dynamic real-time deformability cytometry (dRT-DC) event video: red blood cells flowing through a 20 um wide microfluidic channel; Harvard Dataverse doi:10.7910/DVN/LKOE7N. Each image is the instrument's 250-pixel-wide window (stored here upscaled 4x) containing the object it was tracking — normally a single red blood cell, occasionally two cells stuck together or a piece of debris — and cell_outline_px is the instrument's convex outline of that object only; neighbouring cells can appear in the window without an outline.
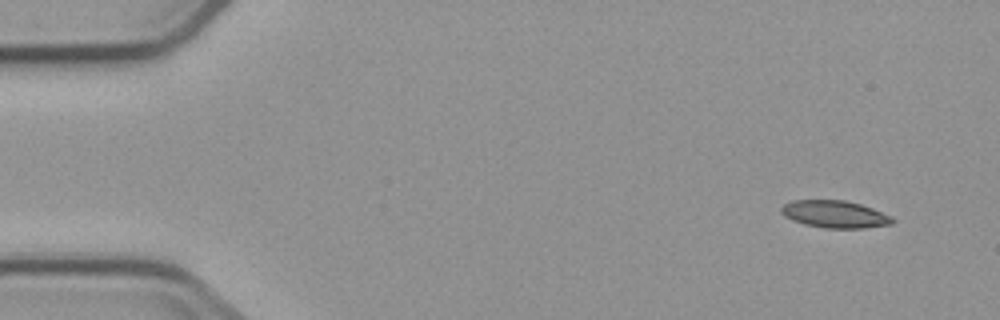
{"species": "common noctule bat (a hibernating species)", "species_latin": "Nyctalus noctula", "temperature_condition": "cold", "stored_images_in_passage": 4, "camera_frame_rate_fps": 3000, "um_per_image_px": 0.085, "animal": {"sex": "male", "body_mass_g": 23.1, "forearm_length_mm": 52.7}, "frame": {"image": 1, "passage_image": 1, "time_ms": 0.0, "image_size_px": [1000, 320], "cell_outline_px": [[896, 220], [892, 224], [864, 228], [824, 228], [804, 224], [792, 220], [784, 216], [780, 212], [780, 208], [784, 204], [792, 200], [844, 200], [860, 204], [872, 208], [892, 216]], "centroid_in_image_um": [70.96, 18.21], "position_along_channel_um": 14.0, "area_um2": 17.8}}